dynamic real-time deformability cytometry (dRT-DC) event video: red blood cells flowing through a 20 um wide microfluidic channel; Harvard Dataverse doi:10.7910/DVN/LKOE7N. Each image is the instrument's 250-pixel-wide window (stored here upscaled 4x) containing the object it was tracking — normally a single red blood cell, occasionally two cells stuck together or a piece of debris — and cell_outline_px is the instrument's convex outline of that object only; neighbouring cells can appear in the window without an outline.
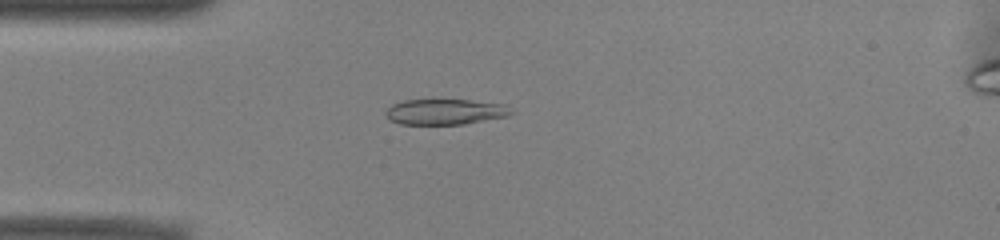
{"species": "common noctule bat (a hibernating species)", "species_latin": "Nyctalus noctula", "temperature_condition": "warm", "stored_images_in_passage": 39, "camera_frame_rate_fps": 3000, "um_per_image_px": 0.085, "animal": {"sex": "male", "body_mass_g": 13.0, "forearm_length_mm": 53.1}, "frame": {"image": 1, "passage_image": 1, "time_ms": 0.0, "image_size_px": [1000, 240], "cell_outline_px": [[516, 112], [508, 116], [464, 124], [400, 124], [384, 116], [384, 112], [392, 104], [404, 100], [440, 96], [504, 104]], "centroid_in_image_um": [37.83, 9.44], "position_along_channel_um": 47.2, "area_um2": 19.77}}
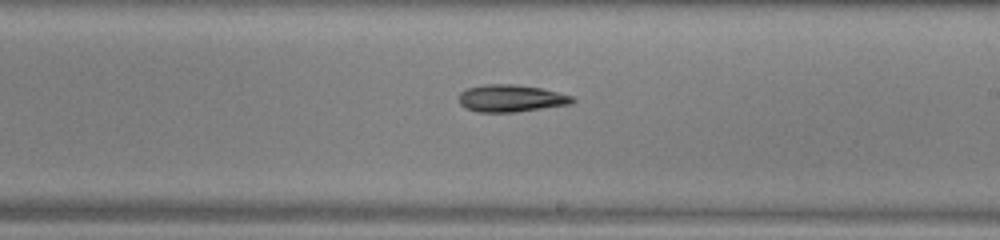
{"frame": {"image": 2, "passage_image": 17, "time_ms": 5.333, "image_size_px": [1000, 240], "cell_outline_px": [[576, 100], [572, 104], [516, 112], [476, 112], [464, 108], [460, 104], [460, 92], [468, 88], [484, 84], [516, 84], [540, 88], [572, 96]], "centroid_in_image_um": [43.42, 8.36], "position_along_channel_um": 245.6, "area_um2": 18.03}}
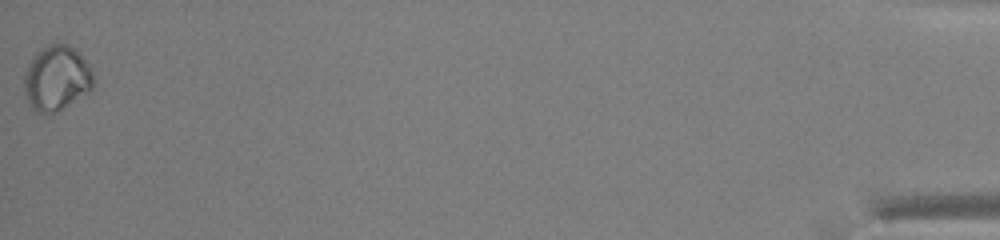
{"frame": {"image": 3, "passage_image": 39, "time_ms": 12.667, "image_size_px": [1000, 240], "cell_outline_px": [[92, 88], [88, 92], [56, 112], [36, 112], [32, 108], [24, 92], [24, 76], [28, 64], [32, 56], [40, 48], [52, 40], [68, 44], [80, 52], [88, 64], [92, 72]], "centroid_in_image_um": [4.79, 6.57], "position_along_channel_um": 430.4, "area_um2": 26.41}, "authors_computed_cell_mechanics": {"area_um2": 18.3804, "velocity_mm_per_s": 3.9542, "shape_relaxation_time_tau1_ms": 3.4606, "shape_relaxation_time_tau2_ms": null, "deformation_change_tau1": 0.0754, "deformation_change_tau2": null}}